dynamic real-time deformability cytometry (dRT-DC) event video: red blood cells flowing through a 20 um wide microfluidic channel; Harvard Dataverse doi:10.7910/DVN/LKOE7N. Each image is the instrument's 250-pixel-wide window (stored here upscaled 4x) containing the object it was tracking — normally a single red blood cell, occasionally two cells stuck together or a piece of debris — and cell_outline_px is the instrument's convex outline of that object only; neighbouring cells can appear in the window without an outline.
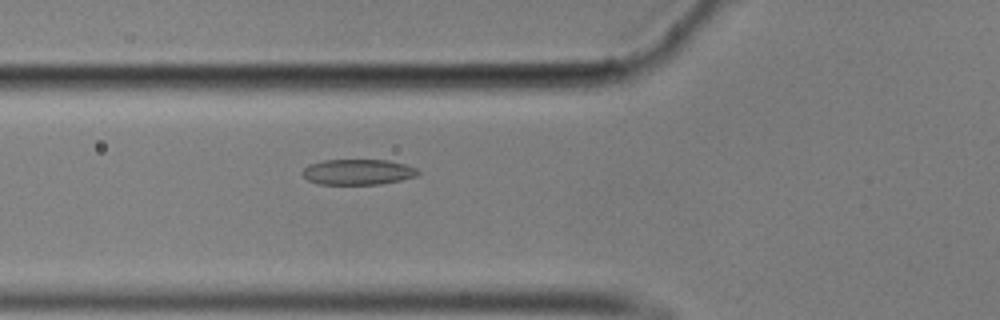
{"species": "common noctule bat (a hibernating species)", "species_latin": "Nyctalus noctula", "temperature_condition": "cold", "stored_images_in_passage": 43, "camera_frame_rate_fps": 3000, "um_per_image_px": 0.085, "animal": {"sex": "male", "body_mass_g": 17.9}, "frame": {"image": 1, "passage_image": 7, "time_ms": 2.0, "image_size_px": [1000, 320], "cell_outline_px": [[420, 172], [416, 176], [400, 180], [380, 184], [316, 184], [308, 180], [300, 172], [308, 164], [324, 160], [388, 160], [404, 164], [416, 168]], "centroid_in_image_um": [30.39, 14.62], "position_along_channel_um": 95.4, "area_um2": 17.22}}
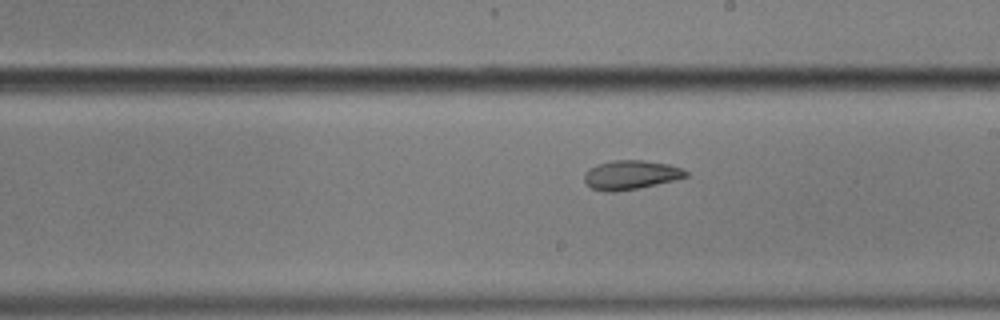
{"frame": {"image": 2, "passage_image": 19, "time_ms": 6.0, "image_size_px": [1000, 320], "cell_outline_px": [[688, 176], [656, 184], [616, 192], [604, 192], [592, 188], [584, 180], [584, 172], [588, 168], [596, 164], [612, 160], [644, 160], [668, 164], [680, 168], [688, 172]], "centroid_in_image_um": [53.56, 14.85], "position_along_channel_um": 235.4, "area_um2": 17.17}}
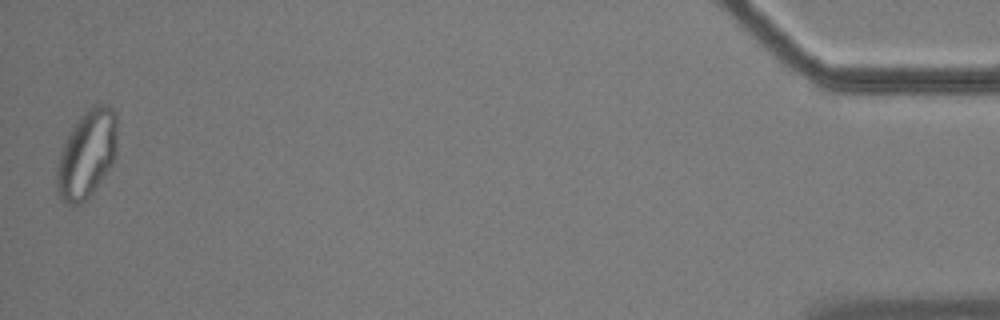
{"frame": {"image": 3, "passage_image": 43, "time_ms": 14.0, "image_size_px": [1000, 320], "cell_outline_px": [[116, 148], [112, 164], [92, 192], [80, 204], [64, 204], [60, 200], [56, 188], [56, 168], [60, 152], [72, 128], [80, 116], [88, 108], [96, 104], [104, 104], [112, 108], [116, 112]], "centroid_in_image_um": [7.36, 13.11], "position_along_channel_um": 427.8, "area_um2": 30.69}, "authors_computed_cell_mechanics": {"area_um2": 18.3804, "velocity_mm_per_s": 3.4911, "shape_relaxation_time_tau1_ms": null, "shape_relaxation_time_tau2_ms": 2.3542, "deformation_change_tau1": null, "deformation_change_tau2": 0.0713}}